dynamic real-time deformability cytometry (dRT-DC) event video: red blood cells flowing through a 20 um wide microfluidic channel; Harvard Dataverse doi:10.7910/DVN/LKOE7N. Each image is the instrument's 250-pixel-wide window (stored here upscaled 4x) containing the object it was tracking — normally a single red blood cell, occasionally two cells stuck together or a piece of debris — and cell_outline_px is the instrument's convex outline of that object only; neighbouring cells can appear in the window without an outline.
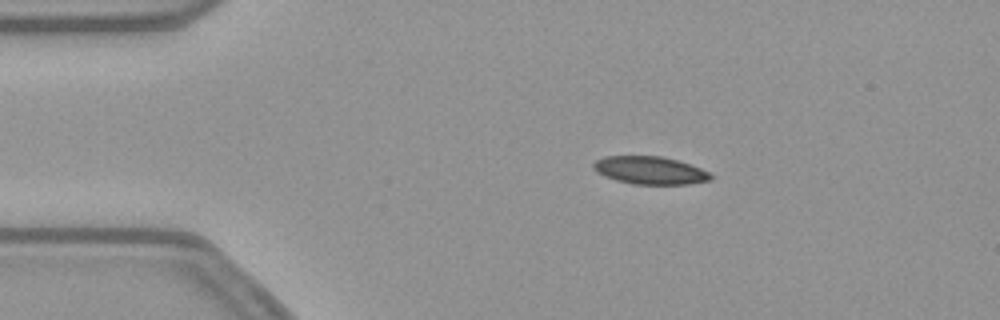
{"species": "common noctule bat (a hibernating species)", "species_latin": "Nyctalus noctula", "temperature_condition": "warm", "stored_images_in_passage": 45, "camera_frame_rate_fps": 3000, "um_per_image_px": 0.085, "animal": {"sex": "female", "body_mass_g": 21.9}, "frame": {"image": 1, "passage_image": 1, "time_ms": 0.0, "image_size_px": [1000, 320], "cell_outline_px": [[716, 176], [712, 180], [688, 184], [632, 184], [616, 180], [604, 176], [596, 172], [592, 168], [592, 164], [596, 160], [604, 156], [660, 156], [676, 160], [700, 168]], "centroid_in_image_um": [55.24, 14.48], "position_along_channel_um": 29.8, "area_um2": 19.07}}
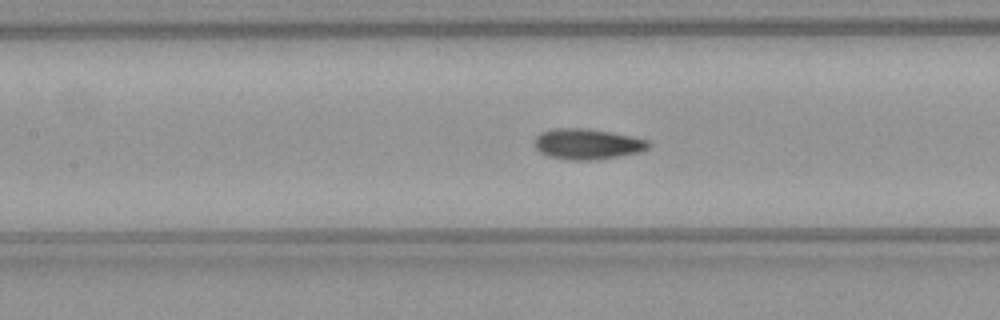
{"frame": {"image": 2, "passage_image": 15, "time_ms": 4.667, "image_size_px": [1000, 320], "cell_outline_px": [[652, 144], [648, 148], [640, 152], [596, 160], [568, 160], [548, 156], [540, 152], [536, 148], [536, 136], [540, 132], [552, 128], [588, 128], [632, 136], [648, 140]], "centroid_in_image_um": [49.93, 12.24], "position_along_channel_um": 157.5, "area_um2": 20.46}}
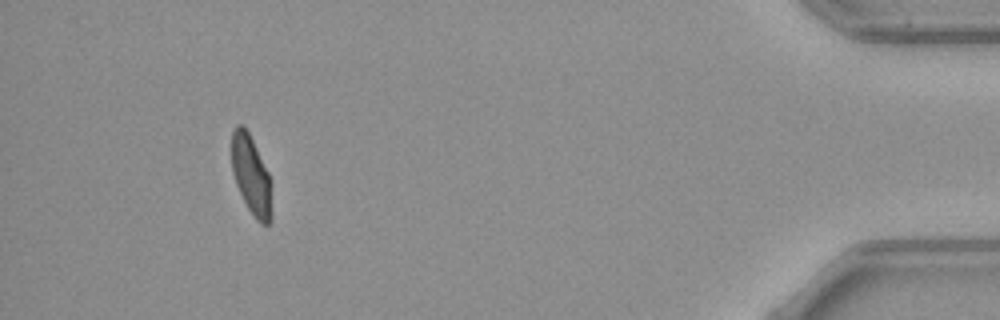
{"frame": {"image": 3, "passage_image": 41, "time_ms": 13.333, "image_size_px": [1000, 320], "cell_outline_px": [[272, 220], [268, 224], [260, 224], [256, 220], [248, 208], [236, 184], [232, 172], [232, 132], [236, 124], [240, 124], [248, 132], [268, 172], [272, 212]], "centroid_in_image_um": [21.34, 14.93], "position_along_channel_um": 413.9, "area_um2": 18.09}, "authors_computed_cell_mechanics": {"area_um2": 19.8254, "velocity_mm_per_s": 3.7949, "shape_relaxation_time_tau1_ms": 9.8126, "shape_relaxation_time_tau2_ms": 1.4384, "deformation_change_tau1": 0.2066, "deformation_change_tau2": 0.0562}}